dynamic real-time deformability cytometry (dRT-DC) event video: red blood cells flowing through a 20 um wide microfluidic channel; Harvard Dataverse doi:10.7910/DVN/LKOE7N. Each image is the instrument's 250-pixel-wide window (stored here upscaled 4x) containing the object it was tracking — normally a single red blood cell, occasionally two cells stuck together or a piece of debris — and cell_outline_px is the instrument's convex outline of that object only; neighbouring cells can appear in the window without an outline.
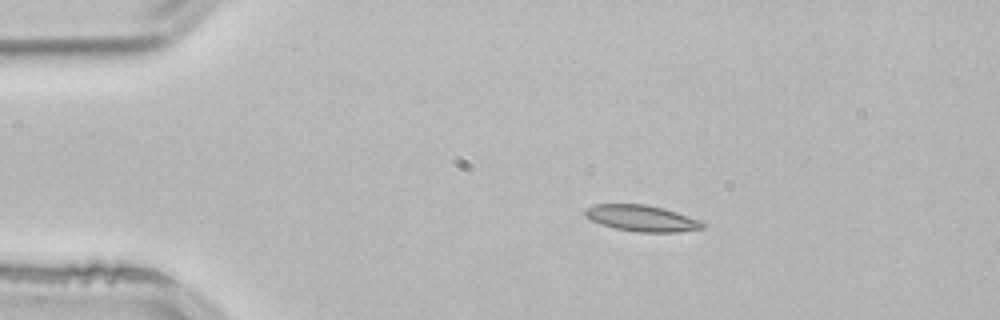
{"species": "common noctule bat (a hibernating species)", "species_latin": "Nyctalus noctula", "temperature_condition": "room temperature", "stored_images_in_passage": 2, "camera_frame_rate_fps": 3000, "um_per_image_px": 0.085, "animal": {"sex": "male", "body_mass_g": 21.5, "forearm_length_mm": 52.0}, "frame": {"image": 1, "passage_image": 1, "time_ms": 0.0, "image_size_px": [1000, 320], "cell_outline_px": [[708, 224], [704, 228], [680, 232], [636, 232], [616, 228], [600, 224], [584, 216], [584, 208], [592, 204], [644, 204], [664, 208], [700, 220]], "centroid_in_image_um": [54.55, 18.55], "position_along_channel_um": 30.5, "area_um2": 18.15}}